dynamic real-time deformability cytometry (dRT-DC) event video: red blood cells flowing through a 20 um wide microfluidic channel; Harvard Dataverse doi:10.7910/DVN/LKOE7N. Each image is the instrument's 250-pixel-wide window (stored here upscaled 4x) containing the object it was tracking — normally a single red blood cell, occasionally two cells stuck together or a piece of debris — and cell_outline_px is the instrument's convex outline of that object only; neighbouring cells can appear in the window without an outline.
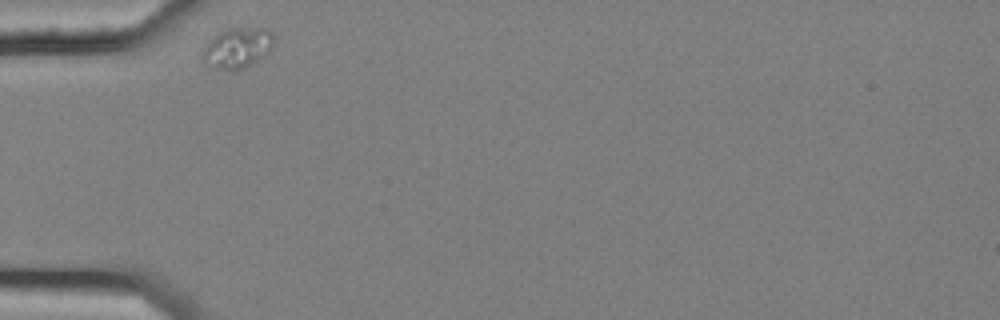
{"species": "common noctule bat (a hibernating species)", "species_latin": "Nyctalus noctula", "temperature_condition": "cold", "stored_images_in_passage": 2, "camera_frame_rate_fps": 3000, "um_per_image_px": 0.085, "animal": {"sex": "female", "body_mass_g": 25.1}, "frame": {"image": 1, "passage_image": 1, "time_ms": 0.0, "image_size_px": [1000, 320], "cell_outline_px": [[272, 44], [268, 52], [244, 68], [232, 72], [228, 72], [204, 60], [204, 48], [220, 32], [228, 28], [264, 28], [272, 32]], "centroid_in_image_um": [20.22, 4.06], "position_along_channel_um": 64.8, "area_um2": 16.01}}